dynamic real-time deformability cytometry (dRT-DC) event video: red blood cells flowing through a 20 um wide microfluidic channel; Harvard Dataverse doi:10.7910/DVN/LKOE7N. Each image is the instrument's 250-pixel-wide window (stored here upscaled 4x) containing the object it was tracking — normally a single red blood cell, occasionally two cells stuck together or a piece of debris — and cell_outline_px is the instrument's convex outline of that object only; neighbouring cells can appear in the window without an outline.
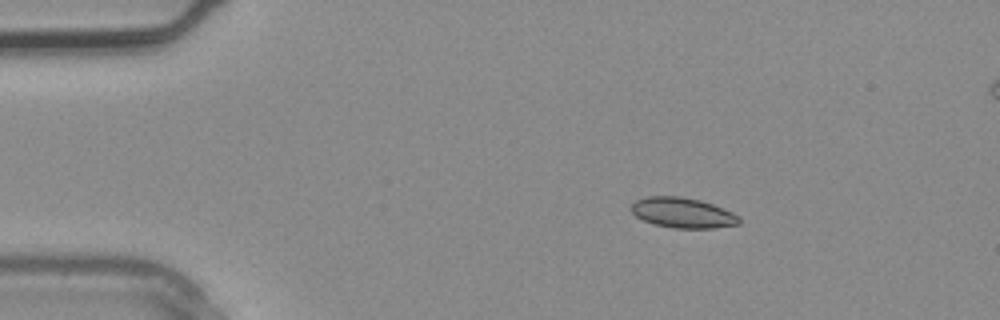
{"species": "common noctule bat (a hibernating species)", "species_latin": "Nyctalus noctula", "temperature_condition": "warm", "stored_images_in_passage": 3, "camera_frame_rate_fps": 3000, "um_per_image_px": 0.085, "animal": {"sex": "male", "body_mass_g": 20.4}, "frame": {"image": 1, "passage_image": 1, "time_ms": 0.0, "image_size_px": [1000, 320], "cell_outline_px": [[740, 224], [712, 228], [672, 228], [652, 224], [636, 216], [632, 212], [632, 204], [636, 200], [644, 196], [680, 196], [700, 200], [712, 204], [732, 212], [740, 216]], "centroid_in_image_um": [58.03, 18.08], "position_along_channel_um": 27.0, "area_um2": 19.07}}